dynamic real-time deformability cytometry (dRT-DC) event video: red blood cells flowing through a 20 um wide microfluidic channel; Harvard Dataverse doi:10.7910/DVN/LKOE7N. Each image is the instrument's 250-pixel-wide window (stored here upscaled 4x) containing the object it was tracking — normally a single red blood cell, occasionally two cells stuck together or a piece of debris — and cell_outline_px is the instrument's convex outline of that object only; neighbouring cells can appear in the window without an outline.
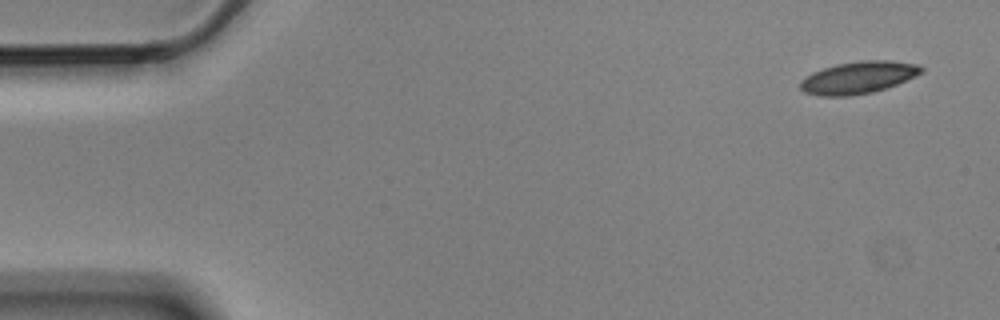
{"species": "Egyptian fruit bat (a non-hibernating species)", "species_latin": "Rousettus aegyptiacus", "temperature_condition": "cold", "stored_images_in_passage": 5, "camera_frame_rate_fps": 3000, "um_per_image_px": 0.085, "animal": {"sex": "male"}, "frame": {"image": 1, "passage_image": 1, "time_ms": 0.0, "image_size_px": [1000, 320], "cell_outline_px": [[924, 72], [916, 76], [896, 84], [872, 92], [848, 96], [820, 96], [804, 92], [800, 88], [800, 80], [812, 72], [836, 64], [860, 60], [888, 60], [920, 64], [924, 68]], "centroid_in_image_um": [72.97, 6.58], "position_along_channel_um": 12.0, "area_um2": 22.77}}
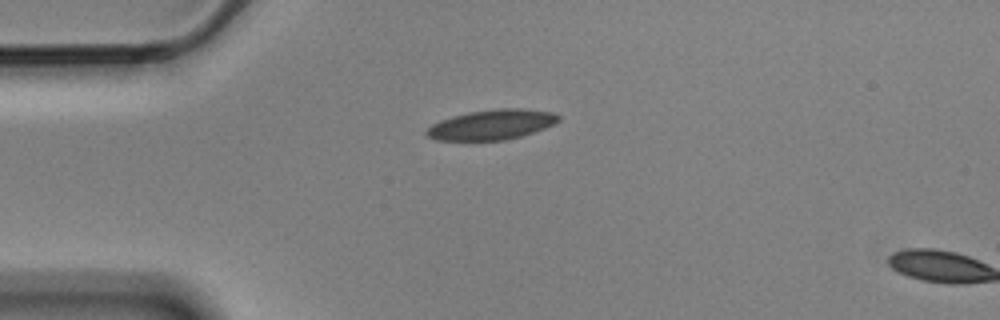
{"frame": {"image": 2, "passage_image": 4, "time_ms": 1.0, "image_size_px": [1000, 320], "cell_outline_px": [[560, 120], [556, 124], [520, 136], [504, 140], [436, 140], [428, 136], [424, 132], [432, 124], [440, 120], [452, 116], [468, 112], [496, 108], [524, 108], [552, 112], [560, 116]], "centroid_in_image_um": [41.8, 10.58], "position_along_channel_um": 43.2, "area_um2": 23.12}}